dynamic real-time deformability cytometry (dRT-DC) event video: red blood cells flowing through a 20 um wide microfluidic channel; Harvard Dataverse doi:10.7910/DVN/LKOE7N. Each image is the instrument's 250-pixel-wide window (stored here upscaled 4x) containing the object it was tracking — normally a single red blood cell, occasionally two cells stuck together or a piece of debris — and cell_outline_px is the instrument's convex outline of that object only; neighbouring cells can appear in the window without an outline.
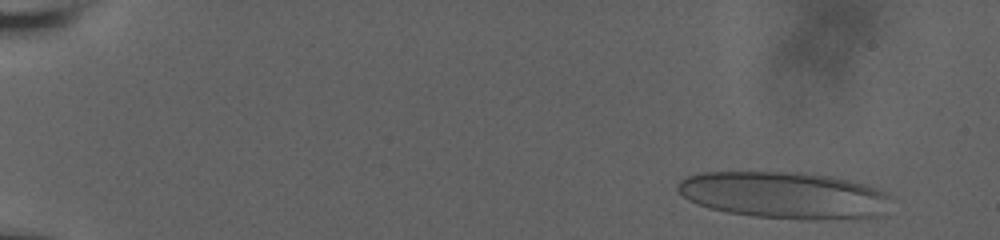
{"species": "human", "species_latin": "Homo sapiens", "temperature_condition": "room temperature", "stored_images_in_passage": 15, "camera_frame_rate_fps": 3000, "um_per_image_px": 0.085, "donor": {"sex": "male"}, "frame": {"image": 1, "passage_image": 2, "time_ms": 0.667, "image_size_px": [1000, 240], "cell_outline_px": [[888, 196], [876, 216], [756, 216], [728, 212], [708, 208], [696, 204], [688, 200], [676, 188], [676, 184], [680, 180], [688, 176], [704, 172], [800, 172], [832, 176], [864, 184], [884, 192]], "centroid_in_image_um": [66.44, 16.51], "position_along_channel_um": 18.6, "area_um2": 55.55}}
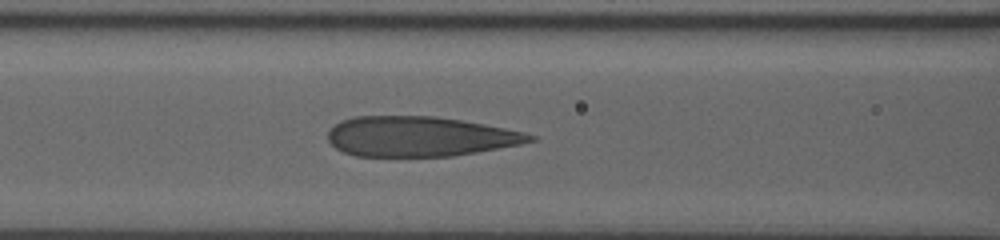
{"frame": {"image": 2, "passage_image": 11, "time_ms": 7.667, "image_size_px": [1000, 240], "cell_outline_px": [[540, 140], [520, 144], [476, 152], [452, 156], [356, 156], [344, 152], [336, 148], [328, 140], [328, 132], [340, 120], [352, 116], [432, 116], [460, 120], [484, 124], [524, 132], [536, 136]], "centroid_in_image_um": [35.68, 11.6], "position_along_channel_um": 130.9, "area_um2": 46.99}}
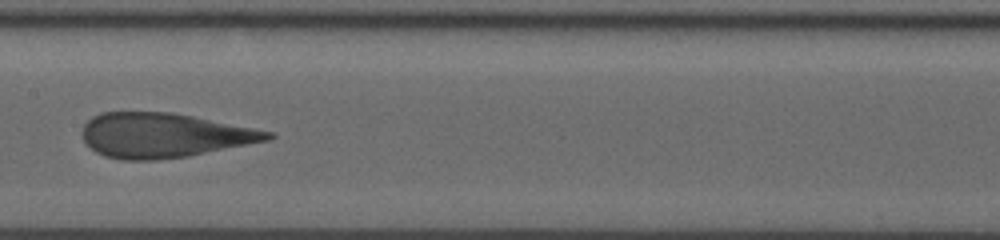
{"frame": {"image": 3, "passage_image": 14, "time_ms": 9.333, "image_size_px": [1000, 240], "cell_outline_px": [[276, 136], [272, 140], [188, 156], [156, 160], [120, 160], [104, 156], [96, 152], [84, 140], [84, 124], [92, 116], [100, 112], [172, 112], [272, 132]], "centroid_in_image_um": [13.94, 11.51], "position_along_channel_um": 193.5, "area_um2": 47.97}}